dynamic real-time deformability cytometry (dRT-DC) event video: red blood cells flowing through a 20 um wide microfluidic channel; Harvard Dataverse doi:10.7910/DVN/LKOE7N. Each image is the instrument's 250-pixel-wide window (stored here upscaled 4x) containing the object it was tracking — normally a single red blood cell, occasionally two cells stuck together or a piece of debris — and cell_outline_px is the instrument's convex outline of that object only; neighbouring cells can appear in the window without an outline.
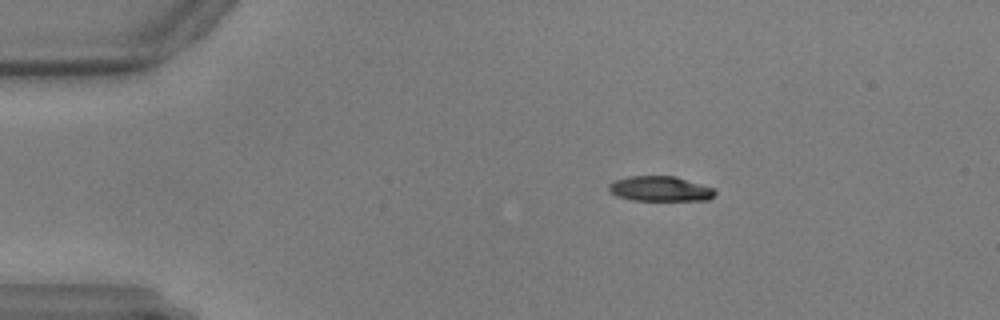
{"species": "common noctule bat (a hibernating species)", "species_latin": "Nyctalus noctula", "temperature_condition": "warm", "stored_images_in_passage": 8, "camera_frame_rate_fps": 3000, "um_per_image_px": 0.085, "animal": {"sex": "male", "body_mass_g": 17.9, "forearm_length_mm": 54.2}, "frame": {"image": 1, "passage_image": 2, "time_ms": 0.333, "image_size_px": [1000, 320], "cell_outline_px": [[716, 196], [708, 200], [632, 200], [616, 196], [608, 192], [608, 184], [616, 180], [628, 176], [676, 176], [716, 188]], "centroid_in_image_um": [56.14, 16.04], "position_along_channel_um": 28.9, "area_um2": 15.78}}